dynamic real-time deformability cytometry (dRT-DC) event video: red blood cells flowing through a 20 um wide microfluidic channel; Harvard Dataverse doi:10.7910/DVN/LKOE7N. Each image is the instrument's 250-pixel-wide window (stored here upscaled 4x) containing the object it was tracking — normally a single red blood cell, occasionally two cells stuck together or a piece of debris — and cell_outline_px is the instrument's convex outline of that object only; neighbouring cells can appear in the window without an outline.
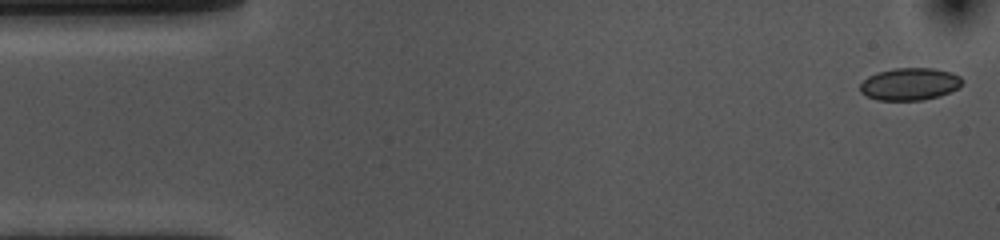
{"species": "common noctule bat (a hibernating species)", "species_latin": "Nyctalus noctula", "temperature_condition": "cold", "stored_images_in_passage": 54, "camera_frame_rate_fps": 3000, "um_per_image_px": 0.085, "animal": {"sex": "female", "body_mass_g": 10.0, "forearm_length_mm": 53.1}, "frame": {"image": 1, "passage_image": 1, "time_ms": 0.0, "image_size_px": [1000, 240], "cell_outline_px": [[964, 80], [956, 88], [940, 96], [924, 100], [876, 100], [860, 92], [860, 84], [868, 76], [876, 72], [892, 68], [932, 68], [952, 72], [960, 76]], "centroid_in_image_um": [77.31, 7.14], "position_along_channel_um": 7.7, "area_um2": 19.31}}
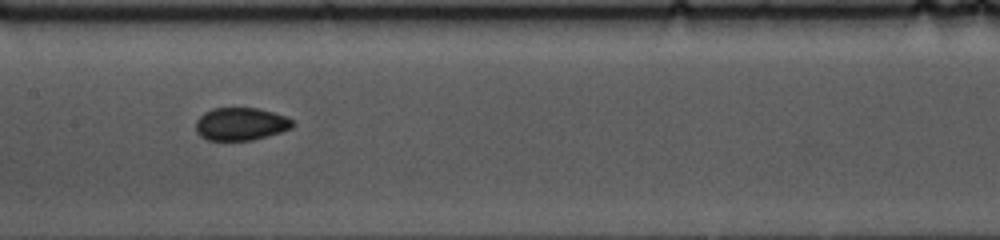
{"frame": {"image": 2, "passage_image": 25, "time_ms": 8.0, "image_size_px": [1000, 240], "cell_outline_px": [[296, 124], [292, 128], [268, 136], [252, 140], [208, 140], [200, 136], [196, 132], [196, 120], [204, 112], [212, 108], [256, 108], [272, 112], [284, 116], [292, 120]], "centroid_in_image_um": [20.45, 10.54], "position_along_channel_um": 186.9, "area_um2": 18.5}}
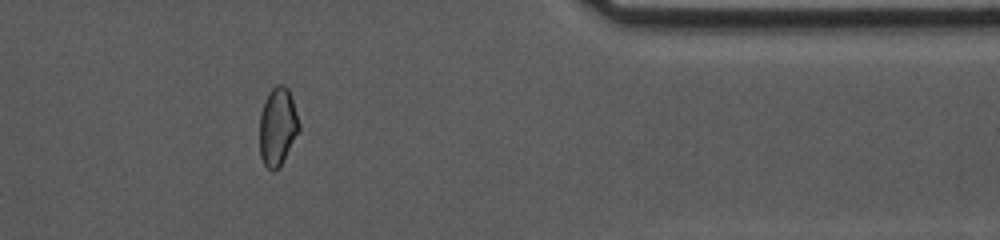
{"frame": {"image": 3, "passage_image": 44, "time_ms": 14.333, "image_size_px": [1000, 240], "cell_outline_px": [[300, 128], [280, 164], [272, 172], [264, 164], [260, 156], [260, 112], [264, 100], [268, 92], [276, 84], [284, 84], [288, 88], [292, 96], [300, 124]], "centroid_in_image_um": [23.58, 10.68], "position_along_channel_um": 387.8, "area_um2": 17.86}, "authors_computed_cell_mechanics": {"area_um2": 19.074, "velocity_mm_per_s": 3.5841, "shape_relaxation_time_tau1_ms": 6.1662, "shape_relaxation_time_tau2_ms": 1.3027, "deformation_change_tau1": 0.0756, "deformation_change_tau2": 0.0466}}